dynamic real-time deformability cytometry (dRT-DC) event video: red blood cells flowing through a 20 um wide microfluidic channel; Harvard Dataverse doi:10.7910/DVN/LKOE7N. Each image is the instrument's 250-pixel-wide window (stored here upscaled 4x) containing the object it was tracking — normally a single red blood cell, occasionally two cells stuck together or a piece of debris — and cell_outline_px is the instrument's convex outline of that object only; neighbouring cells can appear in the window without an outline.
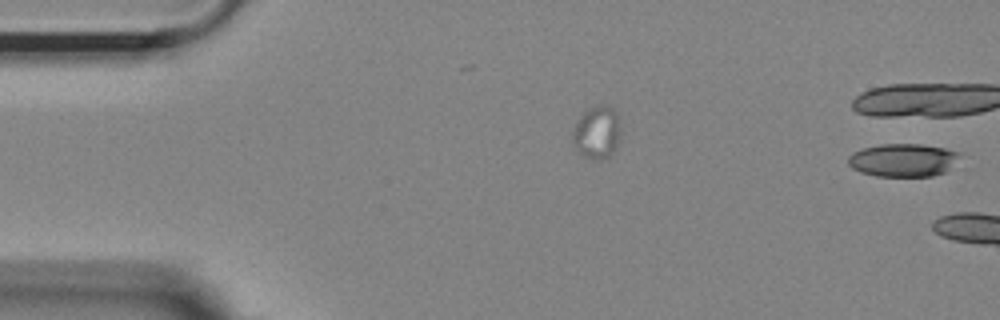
{"species": "Egyptian fruit bat (a non-hibernating species)", "species_latin": "Rousettus aegyptiacus", "temperature_condition": "room temperature", "stored_images_in_passage": 4, "camera_frame_rate_fps": 3000, "um_per_image_px": 0.085, "animal": {"sex": "female"}, "frame": {"image": 1, "passage_image": 1, "time_ms": 0.0, "image_size_px": [1000, 320], "cell_outline_px": [[960, 152], [948, 168], [944, 172], [932, 176], [876, 176], [860, 172], [852, 168], [848, 164], [848, 156], [852, 152], [864, 148], [880, 144], [920, 144], [944, 148]], "centroid_in_image_um": [76.68, 13.61], "position_along_channel_um": 8.3, "area_um2": 21.21}}